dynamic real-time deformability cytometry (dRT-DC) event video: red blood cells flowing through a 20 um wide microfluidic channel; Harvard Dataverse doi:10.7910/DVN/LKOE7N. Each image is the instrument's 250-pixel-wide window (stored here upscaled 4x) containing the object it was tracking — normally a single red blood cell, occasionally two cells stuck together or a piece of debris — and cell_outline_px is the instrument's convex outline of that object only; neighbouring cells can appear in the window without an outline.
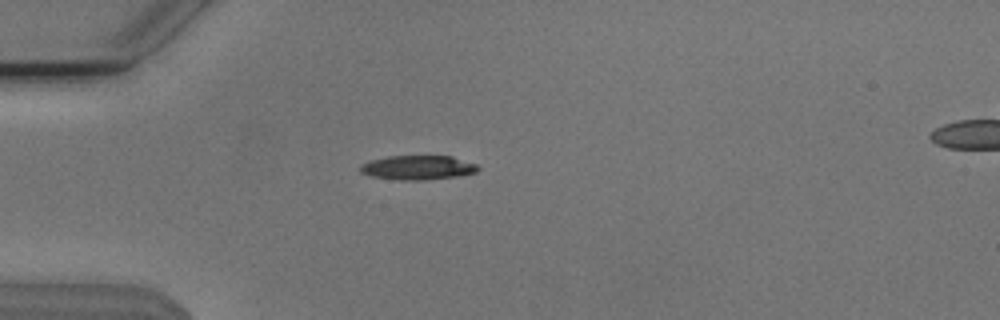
{"species": "Egyptian fruit bat (a non-hibernating species)", "species_latin": "Rousettus aegyptiacus", "temperature_condition": "cold", "stored_images_in_passage": 40, "camera_frame_rate_fps": 3000, "um_per_image_px": 0.085, "animal": {"sex": "male"}, "frame": {"image": 1, "passage_image": 1, "time_ms": 0.0, "image_size_px": [1000, 320], "cell_outline_px": [[480, 168], [476, 172], [456, 176], [424, 180], [400, 180], [372, 176], [360, 172], [360, 164], [368, 160], [388, 156], [452, 156], [476, 164]], "centroid_in_image_um": [35.48, 14.23], "position_along_channel_um": 49.5, "area_um2": 16.65}}
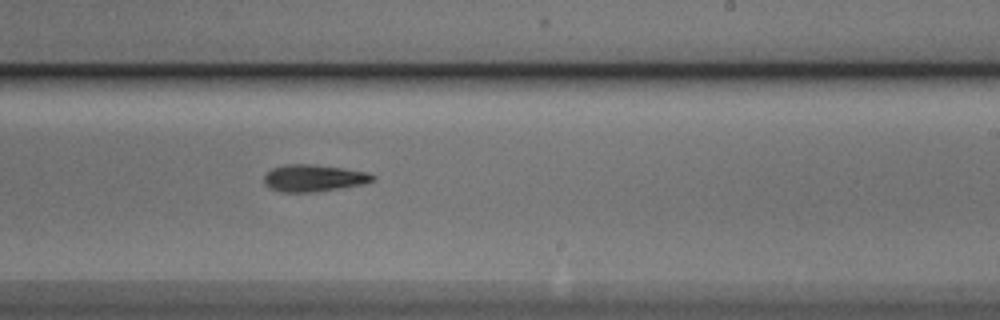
{"frame": {"image": 2, "passage_image": 19, "time_ms": 6.0, "image_size_px": [1000, 320], "cell_outline_px": [[376, 180], [364, 184], [316, 192], [280, 192], [264, 184], [264, 176], [272, 168], [288, 164], [312, 164], [344, 168], [368, 172], [376, 176]], "centroid_in_image_um": [26.7, 15.14], "position_along_channel_um": 262.3, "area_um2": 17.17}}
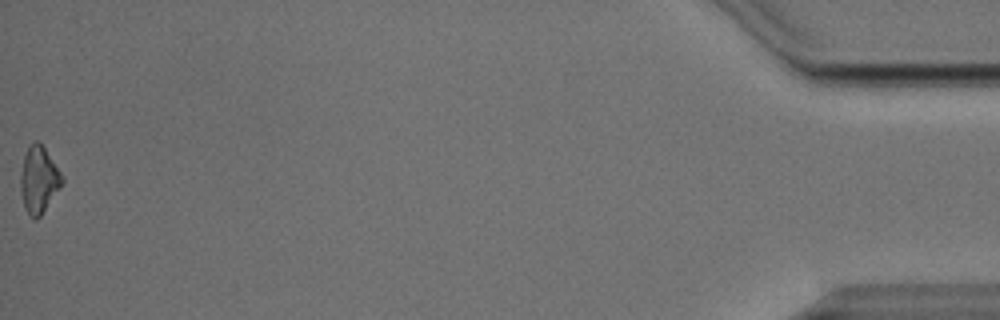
{"frame": {"image": 3, "passage_image": 40, "time_ms": 13.0, "image_size_px": [1000, 320], "cell_outline_px": [[64, 180], [40, 216], [36, 220], [32, 220], [24, 208], [20, 192], [20, 172], [24, 156], [32, 140], [36, 140], [44, 148], [60, 172]], "centroid_in_image_um": [3.25, 15.3], "position_along_channel_um": 432.0, "area_um2": 15.9}, "authors_computed_cell_mechanics": {"area_um2": 16.3863, "velocity_mm_per_s": 3.8169, "shape_relaxation_time_tau1_ms": 2.5032, "shape_relaxation_time_tau2_ms": 5.9835, "deformation_change_tau1": 0.1434, "deformation_change_tau2": 0.1769}}